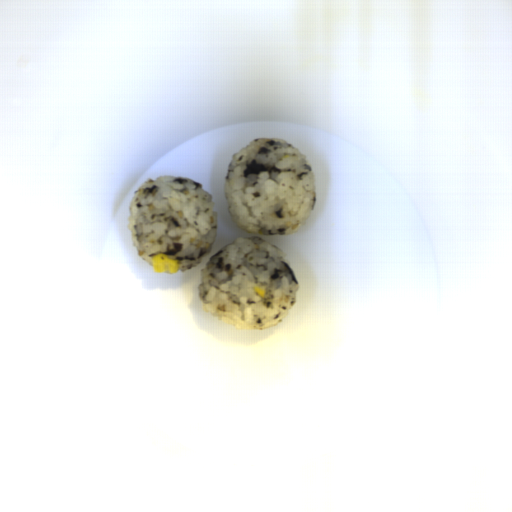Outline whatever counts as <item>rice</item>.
Returning a JSON list of instances; mask_svg holds the SVG:
<instances>
[{"label":"rice","instance_id":"1","mask_svg":"<svg viewBox=\"0 0 512 512\" xmlns=\"http://www.w3.org/2000/svg\"><path fill=\"white\" fill-rule=\"evenodd\" d=\"M224 192L244 232L294 234L315 208L317 179L300 150L281 138L261 137L233 154Z\"/></svg>","mask_w":512,"mask_h":512},{"label":"rice","instance_id":"3","mask_svg":"<svg viewBox=\"0 0 512 512\" xmlns=\"http://www.w3.org/2000/svg\"><path fill=\"white\" fill-rule=\"evenodd\" d=\"M128 211L133 247L149 265L157 253H164L178 261L182 273L199 266L215 245L213 195L184 176L150 178L135 191Z\"/></svg>","mask_w":512,"mask_h":512},{"label":"rice","instance_id":"2","mask_svg":"<svg viewBox=\"0 0 512 512\" xmlns=\"http://www.w3.org/2000/svg\"><path fill=\"white\" fill-rule=\"evenodd\" d=\"M198 299L207 313L237 330L280 325L297 303L300 281L286 253L258 236L237 237L203 264ZM267 290L264 299L255 285Z\"/></svg>","mask_w":512,"mask_h":512}]
</instances>
